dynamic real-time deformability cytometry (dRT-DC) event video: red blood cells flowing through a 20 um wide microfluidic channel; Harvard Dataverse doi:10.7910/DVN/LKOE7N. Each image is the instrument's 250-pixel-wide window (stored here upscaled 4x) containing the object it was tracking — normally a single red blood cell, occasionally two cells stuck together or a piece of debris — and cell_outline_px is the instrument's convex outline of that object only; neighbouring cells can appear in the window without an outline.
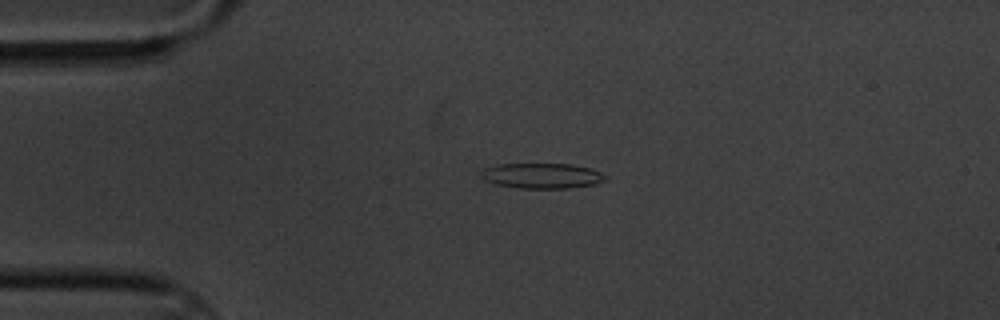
{"species": "common noctule bat (a hibernating species)", "species_latin": "Nyctalus noctula", "temperature_condition": "cold", "stored_images_in_passage": 5, "camera_frame_rate_fps": 3000, "um_per_image_px": 0.085, "animal": {"sex": "male", "body_mass_g": 20.1, "forearm_length_mm": 53.5}, "frame": {"image": 1, "passage_image": 3, "time_ms": 2.333, "image_size_px": [1000, 320], "cell_outline_px": [[608, 176], [604, 180], [596, 184], [568, 188], [520, 188], [496, 184], [484, 180], [480, 176], [480, 172], [484, 168], [500, 164], [572, 164], [592, 168]], "centroid_in_image_um": [46.07, 14.93], "position_along_channel_um": 38.9, "area_um2": 18.38}}